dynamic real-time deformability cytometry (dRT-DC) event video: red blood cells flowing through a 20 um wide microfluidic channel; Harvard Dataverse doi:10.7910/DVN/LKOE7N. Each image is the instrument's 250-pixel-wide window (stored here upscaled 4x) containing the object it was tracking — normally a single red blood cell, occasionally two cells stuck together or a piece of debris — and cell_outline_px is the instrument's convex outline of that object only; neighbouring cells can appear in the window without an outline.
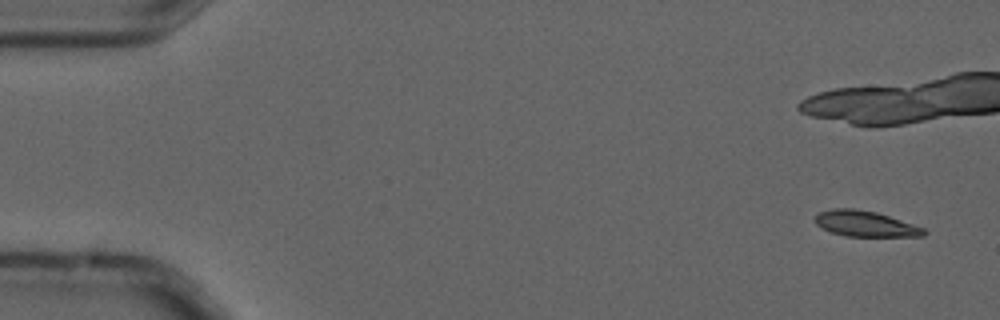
{"species": "common noctule bat (a hibernating species)", "species_latin": "Nyctalus noctula", "temperature_condition": "cold", "stored_images_in_passage": 5, "camera_frame_rate_fps": 3000, "um_per_image_px": 0.085, "animal": {"sex": "male", "forearm_length_mm": 52.5}, "frame": {"image": 1, "passage_image": 1, "time_ms": 0.0, "image_size_px": [1000, 320], "cell_outline_px": [[928, 232], [924, 236], [848, 236], [832, 232], [816, 224], [812, 220], [820, 212], [832, 208], [852, 208], [876, 212], [924, 228]], "centroid_in_image_um": [73.54, 19.01], "position_along_channel_um": 11.5, "area_um2": 16.07}}